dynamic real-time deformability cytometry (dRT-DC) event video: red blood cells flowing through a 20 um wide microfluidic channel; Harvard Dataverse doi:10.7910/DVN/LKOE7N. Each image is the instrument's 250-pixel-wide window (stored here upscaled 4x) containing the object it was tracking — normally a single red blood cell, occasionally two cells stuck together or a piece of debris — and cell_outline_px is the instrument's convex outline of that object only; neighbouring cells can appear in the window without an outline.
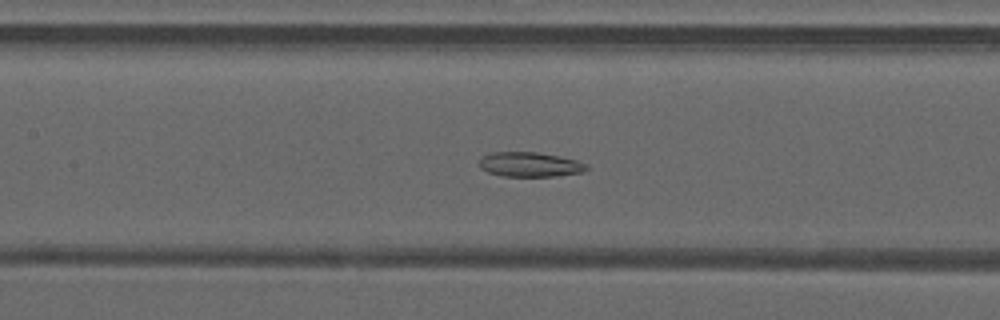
{"species": "common noctule bat (a hibernating species)", "species_latin": "Nyctalus noctula", "temperature_condition": "warm", "stored_images_in_passage": 50, "camera_frame_rate_fps": 3000, "um_per_image_px": 0.085, "animal": {"sex": "male", "forearm_length_mm": 52.5}, "frame": {"image": 1, "passage_image": 23, "time_ms": 7.333, "image_size_px": [1000, 320], "cell_outline_px": [[588, 168], [584, 172], [556, 176], [500, 176], [488, 172], [480, 168], [480, 160], [484, 156], [492, 152], [536, 152], [560, 156], [576, 160], [588, 164]], "centroid_in_image_um": [45.07, 13.98], "position_along_channel_um": 162.3, "area_um2": 15.43}}
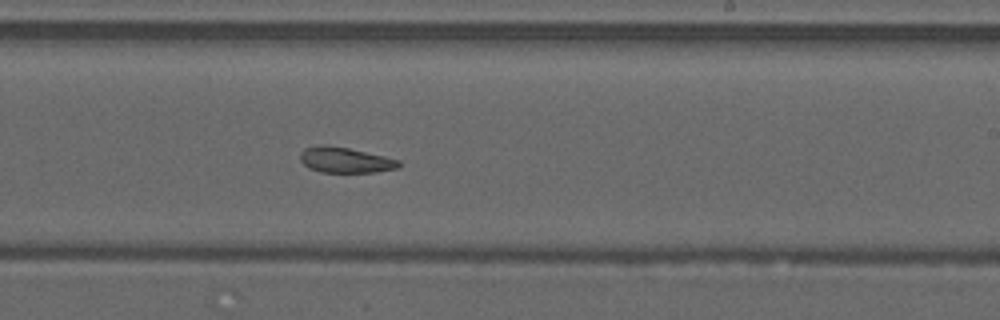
{"frame": {"image": 2, "passage_image": 30, "time_ms": 9.667, "image_size_px": [1000, 320], "cell_outline_px": [[400, 168], [376, 172], [320, 172], [308, 168], [300, 160], [300, 152], [304, 148], [320, 144], [324, 144], [348, 148], [384, 156], [400, 160]], "centroid_in_image_um": [29.33, 13.6], "position_along_channel_um": 259.7, "area_um2": 14.8}}
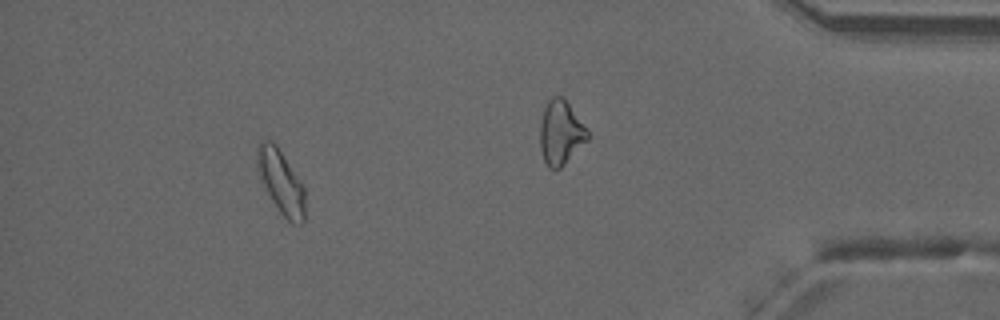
{"frame": {"image": 3, "passage_image": 45, "time_ms": 14.667, "image_size_px": [1000, 320], "cell_outline_px": [[304, 220], [300, 224], [292, 224], [280, 212], [272, 200], [260, 180], [256, 160], [256, 148], [260, 140], [272, 140], [276, 144], [304, 188]], "centroid_in_image_um": [23.84, 15.43], "position_along_channel_um": 411.4, "area_um2": 17.57}, "authors_computed_cell_mechanics": {"area_um2": 18.0047, "velocity_mm_per_s": 4.1829, "shape_relaxation_time_tau1_ms": null, "shape_relaxation_time_tau2_ms": 6.5025, "deformation_change_tau1": null, "deformation_change_tau2": 0.1464}}